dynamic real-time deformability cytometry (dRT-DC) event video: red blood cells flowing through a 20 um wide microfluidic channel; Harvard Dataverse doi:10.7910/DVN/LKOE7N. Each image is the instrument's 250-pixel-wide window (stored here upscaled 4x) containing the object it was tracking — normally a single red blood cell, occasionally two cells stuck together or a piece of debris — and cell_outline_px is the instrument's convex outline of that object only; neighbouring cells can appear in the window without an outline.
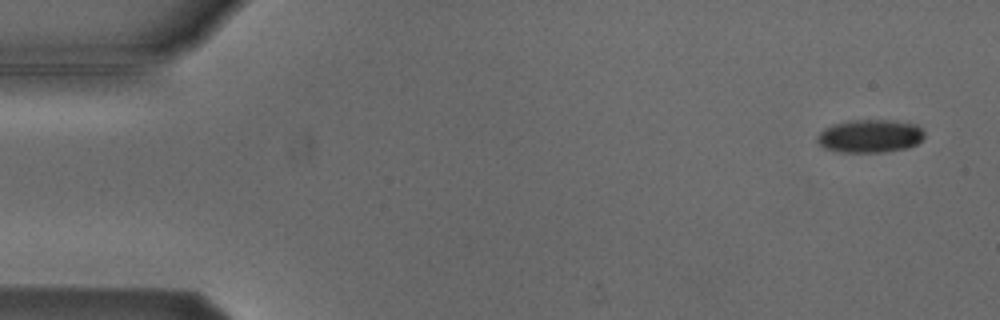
{"species": "Egyptian fruit bat (a non-hibernating species)", "species_latin": "Rousettus aegyptiacus", "temperature_condition": "cold", "stored_images_in_passage": 4, "camera_frame_rate_fps": 3000, "um_per_image_px": 0.085, "animal": {"sex": "male"}, "frame": {"image": 1, "passage_image": 1, "time_ms": 0.0, "image_size_px": [1000, 320], "cell_outline_px": [[924, 136], [916, 144], [908, 148], [884, 152], [840, 152], [824, 148], [816, 140], [816, 136], [824, 128], [832, 124], [852, 120], [896, 120], [916, 124], [924, 132]], "centroid_in_image_um": [73.94, 11.56], "position_along_channel_um": 11.1, "area_um2": 20.81}}
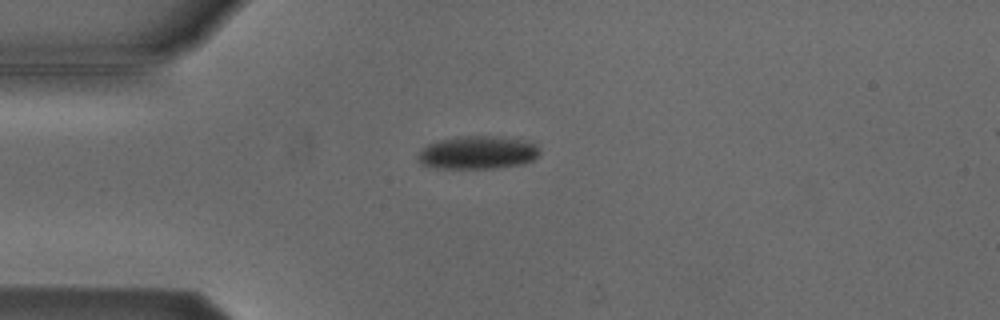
{"frame": {"image": 2, "passage_image": 4, "time_ms": 3.667, "image_size_px": [1000, 320], "cell_outline_px": [[540, 156], [524, 164], [496, 168], [436, 168], [424, 164], [416, 156], [428, 144], [440, 140], [456, 136], [484, 136], [524, 140], [536, 144], [540, 148]], "centroid_in_image_um": [40.65, 12.97], "position_along_channel_um": 44.3, "area_um2": 23.35}}